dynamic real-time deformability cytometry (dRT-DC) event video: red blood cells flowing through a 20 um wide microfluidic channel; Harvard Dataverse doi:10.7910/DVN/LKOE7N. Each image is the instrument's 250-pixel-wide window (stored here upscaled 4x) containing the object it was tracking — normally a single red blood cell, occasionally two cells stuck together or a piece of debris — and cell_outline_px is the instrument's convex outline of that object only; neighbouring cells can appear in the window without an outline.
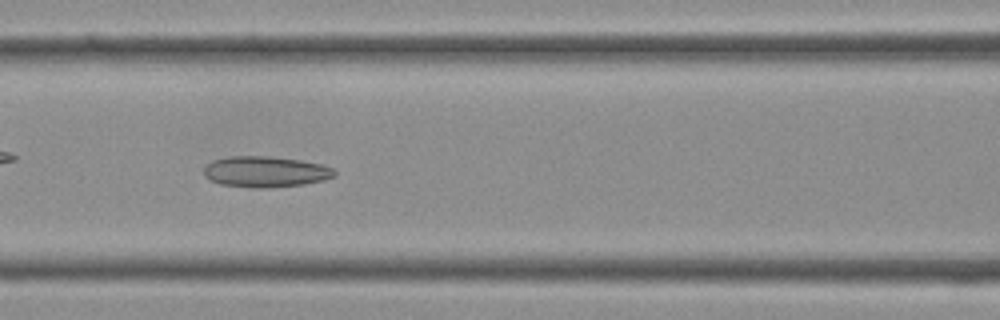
{"species": "Egyptian fruit bat (a non-hibernating species)", "species_latin": "Rousettus aegyptiacus", "temperature_condition": "cold", "stored_images_in_passage": 39, "camera_frame_rate_fps": 3000, "um_per_image_px": 0.085, "frame": {"image": 1, "passage_image": 16, "time_ms": 5.0, "image_size_px": [1000, 320], "cell_outline_px": [[336, 176], [324, 180], [304, 184], [268, 188], [252, 188], [220, 184], [204, 176], [204, 168], [212, 160], [232, 156], [268, 156], [300, 160], [320, 164], [332, 168], [336, 172]], "centroid_in_image_um": [22.57, 14.6], "position_along_channel_um": 144.0, "area_um2": 23.52}}
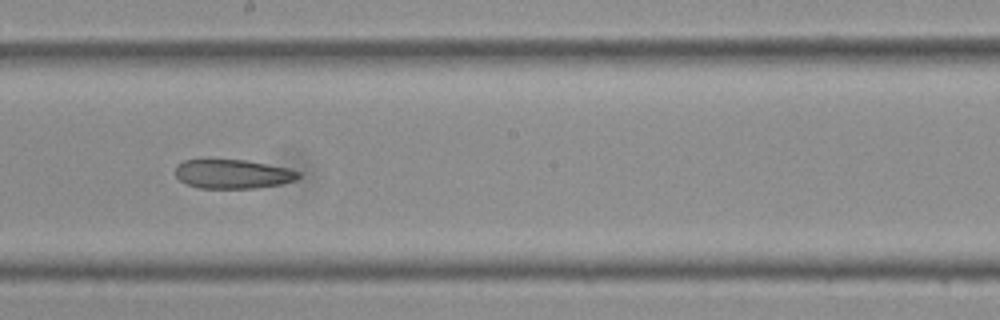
{"frame": {"image": 2, "passage_image": 21, "time_ms": 6.667, "image_size_px": [1000, 320], "cell_outline_px": [[300, 176], [296, 180], [280, 184], [256, 188], [200, 188], [188, 184], [180, 180], [176, 176], [176, 164], [184, 160], [248, 160], [288, 168], [300, 172]], "centroid_in_image_um": [19.8, 14.79], "position_along_channel_um": 228.4, "area_um2": 20.81}}
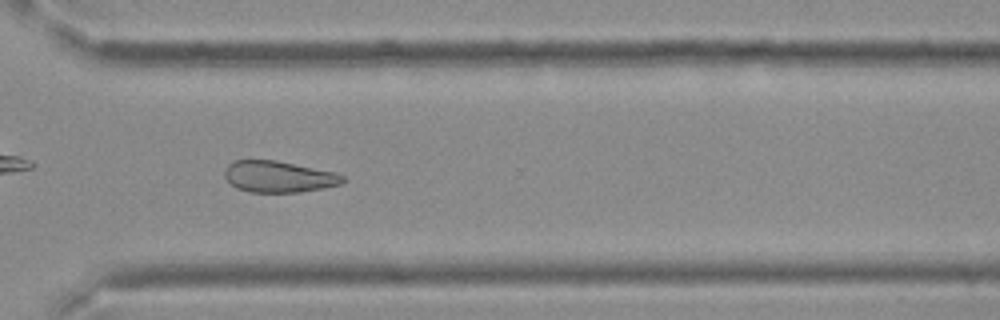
{"frame": {"image": 3, "passage_image": 28, "time_ms": 9.0, "image_size_px": [1000, 320], "cell_outline_px": [[344, 180], [340, 184], [324, 188], [300, 192], [248, 192], [236, 188], [224, 176], [224, 168], [228, 164], [236, 160], [276, 160], [336, 172], [344, 176]], "centroid_in_image_um": [23.67, 15.01], "position_along_channel_um": 346.9, "area_um2": 21.68}}